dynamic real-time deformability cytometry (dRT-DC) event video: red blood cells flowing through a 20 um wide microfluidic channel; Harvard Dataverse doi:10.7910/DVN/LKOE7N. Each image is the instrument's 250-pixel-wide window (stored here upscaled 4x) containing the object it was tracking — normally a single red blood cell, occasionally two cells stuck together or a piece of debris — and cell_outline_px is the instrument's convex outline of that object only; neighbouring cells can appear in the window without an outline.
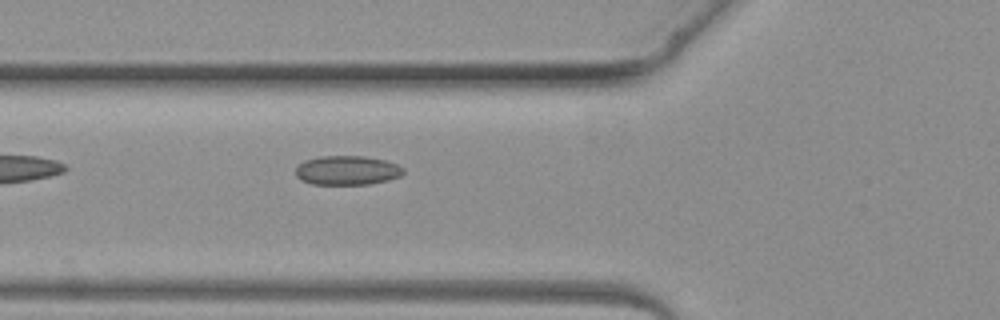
{"species": "common noctule bat (a hibernating species)", "species_latin": "Nyctalus noctula", "temperature_condition": "warm", "stored_images_in_passage": 5, "camera_frame_rate_fps": 3000, "um_per_image_px": 0.085, "animal": {"sex": "female", "body_mass_g": 19.3, "forearm_length_mm": 54.1}, "frame": {"image": 1, "passage_image": 5, "time_ms": 4.667, "image_size_px": [1000, 320], "cell_outline_px": [[404, 172], [400, 176], [388, 180], [368, 184], [312, 184], [300, 180], [296, 176], [296, 168], [304, 160], [320, 156], [364, 156], [384, 160], [396, 164], [404, 168]], "centroid_in_image_um": [29.49, 14.48], "position_along_channel_um": 96.3, "area_um2": 18.32}}